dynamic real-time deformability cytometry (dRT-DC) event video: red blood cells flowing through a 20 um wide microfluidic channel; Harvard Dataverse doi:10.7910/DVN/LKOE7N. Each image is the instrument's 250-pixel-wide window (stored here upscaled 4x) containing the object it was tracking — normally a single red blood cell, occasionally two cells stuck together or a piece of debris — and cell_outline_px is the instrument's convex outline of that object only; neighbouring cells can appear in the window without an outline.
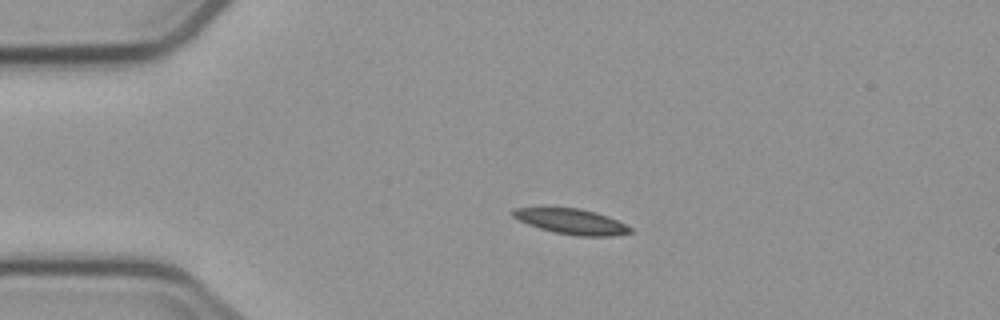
{"species": "common noctule bat (a hibernating species)", "species_latin": "Nyctalus noctula", "temperature_condition": "cold", "stored_images_in_passage": 4, "camera_frame_rate_fps": 3000, "um_per_image_px": 0.085, "animal": {"sex": "male", "body_mass_g": 23.1, "forearm_length_mm": 52.7}, "frame": {"image": 1, "passage_image": 3, "time_ms": 2.333, "image_size_px": [1000, 320], "cell_outline_px": [[632, 232], [616, 236], [576, 236], [552, 232], [528, 224], [512, 216], [512, 208], [580, 208], [596, 212], [608, 216], [632, 228]], "centroid_in_image_um": [48.6, 18.84], "position_along_channel_um": 36.4, "area_um2": 17.28}}